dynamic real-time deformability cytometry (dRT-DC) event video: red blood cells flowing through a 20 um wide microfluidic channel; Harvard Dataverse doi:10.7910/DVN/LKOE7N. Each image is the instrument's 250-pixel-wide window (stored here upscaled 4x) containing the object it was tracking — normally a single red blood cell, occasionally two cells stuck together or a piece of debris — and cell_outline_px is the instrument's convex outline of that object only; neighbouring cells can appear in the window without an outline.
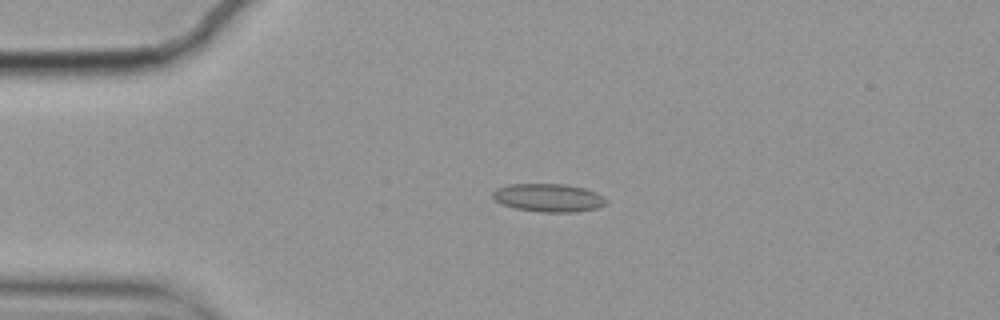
{"species": "common noctule bat (a hibernating species)", "species_latin": "Nyctalus noctula", "temperature_condition": "cold", "stored_images_in_passage": 45, "camera_frame_rate_fps": 3000, "um_per_image_px": 0.085, "animal": {"sex": "female", "body_mass_g": 19.9}, "frame": {"image": 1, "passage_image": 1, "time_ms": 0.0, "image_size_px": [1000, 320], "cell_outline_px": [[608, 204], [596, 208], [572, 212], [540, 212], [516, 208], [500, 204], [492, 196], [492, 192], [496, 188], [508, 184], [564, 184], [584, 188], [596, 192], [604, 196], [608, 200]], "centroid_in_image_um": [46.63, 16.8], "position_along_channel_um": 38.4, "area_um2": 18.73}}
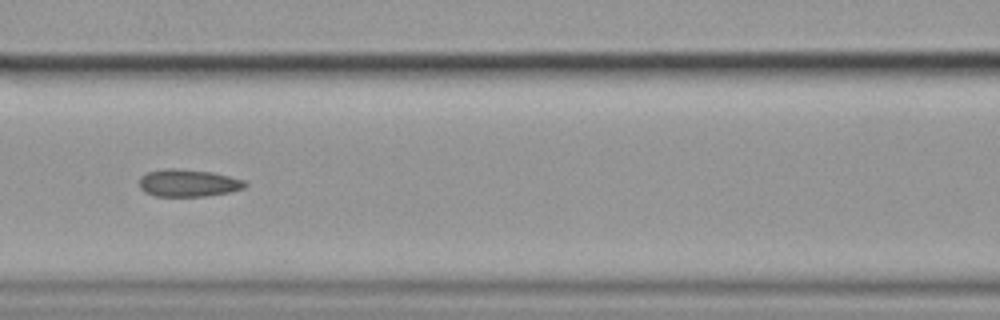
{"frame": {"image": 2, "passage_image": 13, "time_ms": 4.0, "image_size_px": [1000, 320], "cell_outline_px": [[248, 184], [244, 188], [228, 192], [204, 196], [156, 196], [144, 192], [140, 188], [140, 176], [148, 172], [164, 168], [176, 168], [212, 172], [244, 180]], "centroid_in_image_um": [15.97, 15.55], "position_along_channel_um": 150.6, "area_um2": 16.82}}
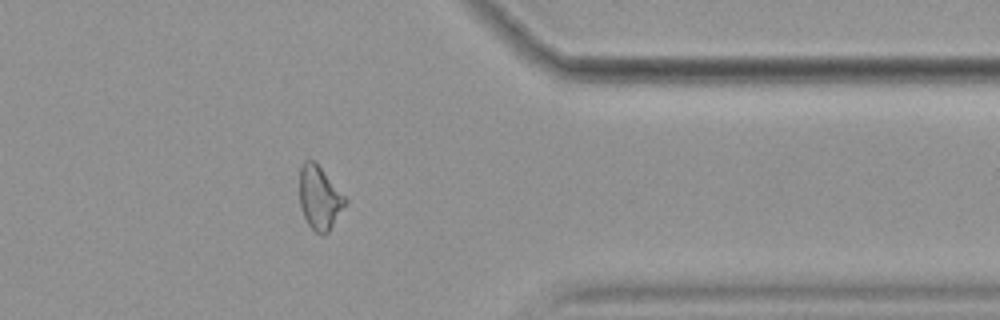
{"frame": {"image": 3, "passage_image": 34, "time_ms": 11.0, "image_size_px": [1000, 320], "cell_outline_px": [[348, 200], [328, 232], [316, 232], [308, 224], [300, 208], [300, 168], [304, 160], [312, 160], [320, 168]], "centroid_in_image_um": [27.14, 16.81], "position_along_channel_um": 384.3, "area_um2": 16.3}, "authors_computed_cell_mechanics": {"area_um2": 16.8198, "velocity_mm_per_s": 3.5354, "shape_relaxation_time_tau1_ms": null, "shape_relaxation_time_tau2_ms": 3.045, "deformation_change_tau1": null, "deformation_change_tau2": 0.0857}}